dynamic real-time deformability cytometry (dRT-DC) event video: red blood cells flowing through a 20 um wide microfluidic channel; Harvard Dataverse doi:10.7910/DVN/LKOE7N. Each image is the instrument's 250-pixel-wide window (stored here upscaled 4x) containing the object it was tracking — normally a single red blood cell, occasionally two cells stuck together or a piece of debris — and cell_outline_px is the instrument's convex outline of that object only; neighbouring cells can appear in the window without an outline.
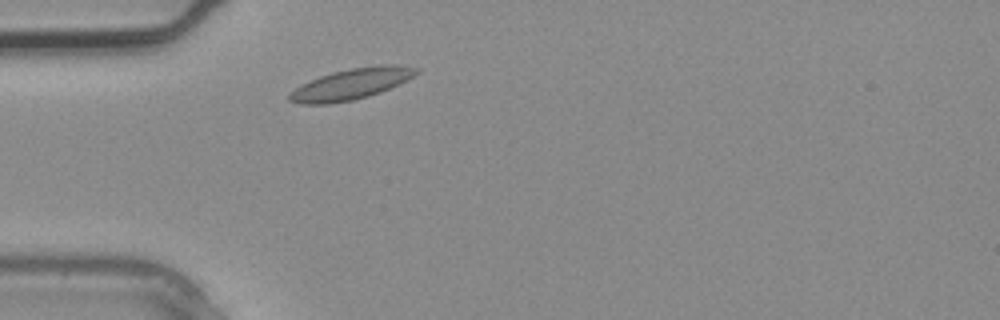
{"species": "common noctule bat (a hibernating species)", "species_latin": "Nyctalus noctula", "temperature_condition": "warm", "stored_images_in_passage": 1, "camera_frame_rate_fps": 3000, "um_per_image_px": 0.085, "animal": {"sex": "male", "body_mass_g": 20.4}, "frame": {"image": 1, "passage_image": 1, "time_ms": 0.0, "image_size_px": [1000, 320], "cell_outline_px": [[420, 72], [380, 92], [368, 96], [352, 100], [328, 104], [300, 104], [288, 100], [288, 96], [296, 88], [320, 76], [332, 72], [352, 68], [380, 64], [396, 64], [420, 68]], "centroid_in_image_um": [29.87, 7.13], "position_along_channel_um": 55.1, "area_um2": 22.48}}